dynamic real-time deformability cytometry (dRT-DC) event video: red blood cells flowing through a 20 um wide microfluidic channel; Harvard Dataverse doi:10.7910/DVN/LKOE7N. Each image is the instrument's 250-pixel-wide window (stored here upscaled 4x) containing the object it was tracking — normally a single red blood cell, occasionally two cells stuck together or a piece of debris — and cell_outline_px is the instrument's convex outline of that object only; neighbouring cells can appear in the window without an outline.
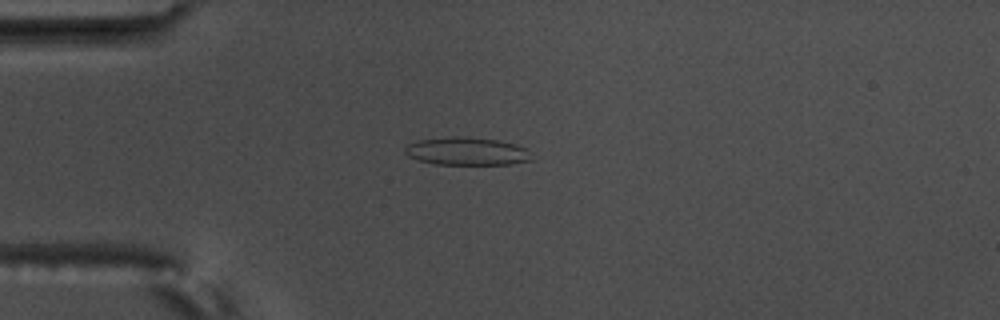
{"species": "common noctule bat (a hibernating species)", "species_latin": "Nyctalus noctula", "temperature_condition": "warm", "stored_images_in_passage": 8, "camera_frame_rate_fps": 3000, "um_per_image_px": 0.085, "animal": {"sex": "male", "body_mass_g": 17.5, "forearm_length_mm": 52.3}, "frame": {"image": 1, "passage_image": 3, "time_ms": 0.667, "image_size_px": [1000, 320], "cell_outline_px": [[532, 160], [512, 164], [436, 164], [420, 160], [408, 156], [404, 152], [404, 148], [408, 144], [420, 140], [456, 136], [496, 140], [516, 144], [524, 148]], "centroid_in_image_um": [39.65, 12.86], "position_along_channel_um": 45.3, "area_um2": 20.17}}
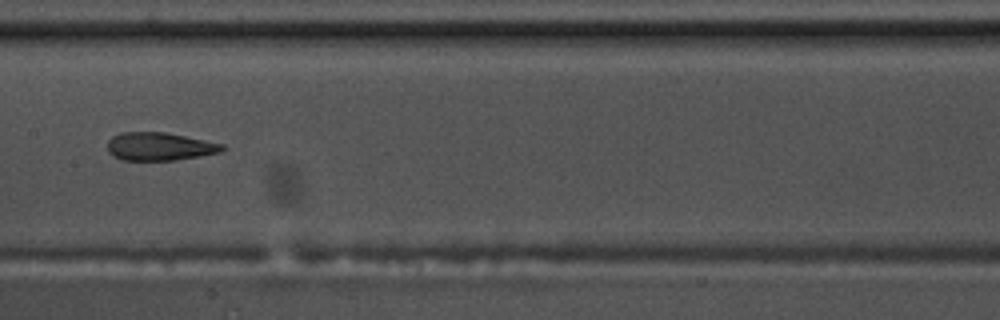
{"frame": {"image": 2, "passage_image": 7, "time_ms": 2.0, "image_size_px": [1000, 320], "cell_outline_px": [[228, 148], [220, 152], [200, 156], [176, 160], [120, 160], [112, 156], [108, 152], [108, 140], [112, 136], [120, 132], [164, 132], [224, 144]], "centroid_in_image_um": [13.55, 12.45], "position_along_channel_um": 193.9, "area_um2": 18.9}}
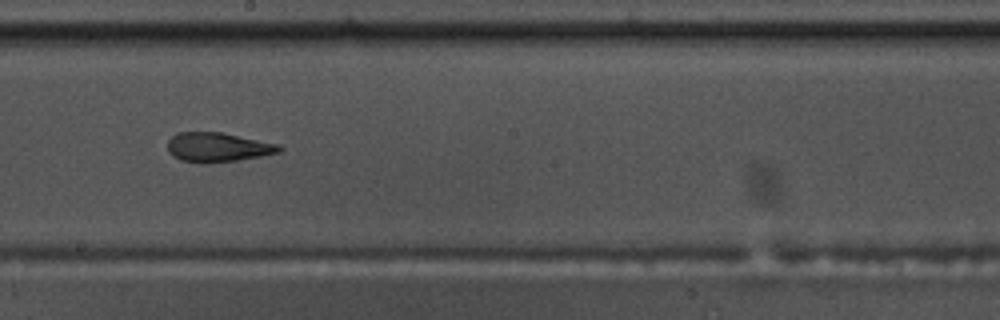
{"frame": {"image": 3, "passage_image": 8, "time_ms": 2.333, "image_size_px": [1000, 320], "cell_outline_px": [[284, 148], [280, 152], [260, 156], [236, 160], [204, 164], [200, 164], [180, 160], [172, 156], [168, 152], [168, 140], [176, 132], [220, 132], [276, 144]], "centroid_in_image_um": [18.44, 12.53], "position_along_channel_um": 229.8, "area_um2": 19.07}}